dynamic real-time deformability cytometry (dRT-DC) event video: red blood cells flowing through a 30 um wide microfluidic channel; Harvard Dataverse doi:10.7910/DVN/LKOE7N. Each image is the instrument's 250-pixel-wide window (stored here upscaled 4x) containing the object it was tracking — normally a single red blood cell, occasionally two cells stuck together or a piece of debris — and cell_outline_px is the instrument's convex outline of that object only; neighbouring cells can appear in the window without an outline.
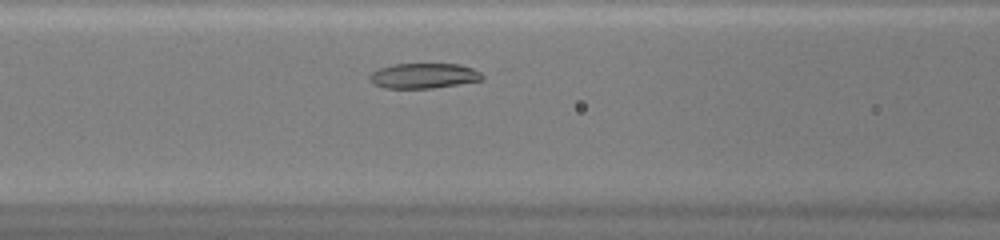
{"species": "common noctule bat (a hibernating species)", "species_latin": "Nyctalus noctula", "temperature_condition": "warm", "stored_images_in_passage": 29, "camera_frame_rate_fps": 3000, "um_per_image_px": 0.085, "animal": {"sex": "female", "body_mass_g": 20.0, "forearm_length_mm": 54.0}, "frame": {"image": 1, "passage_image": 8, "time_ms": 2.333, "image_size_px": [1000, 240], "cell_outline_px": [[484, 80], [432, 88], [384, 88], [368, 80], [368, 76], [372, 72], [380, 68], [392, 64], [460, 64], [472, 68], [480, 72], [484, 76]], "centroid_in_image_um": [36.02, 6.44], "position_along_channel_um": 130.6, "area_um2": 16.53}}
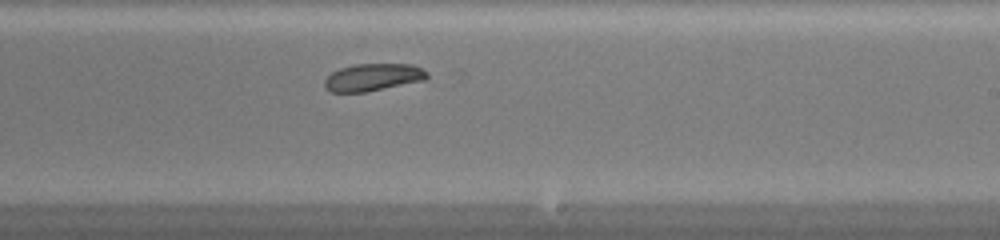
{"frame": {"image": 2, "passage_image": 17, "time_ms": 5.333, "image_size_px": [1000, 240], "cell_outline_px": [[428, 76], [424, 80], [368, 92], [328, 92], [324, 88], [324, 80], [332, 72], [340, 68], [356, 64], [412, 64], [428, 72]], "centroid_in_image_um": [31.67, 6.58], "position_along_channel_um": 257.3, "area_um2": 16.42}}
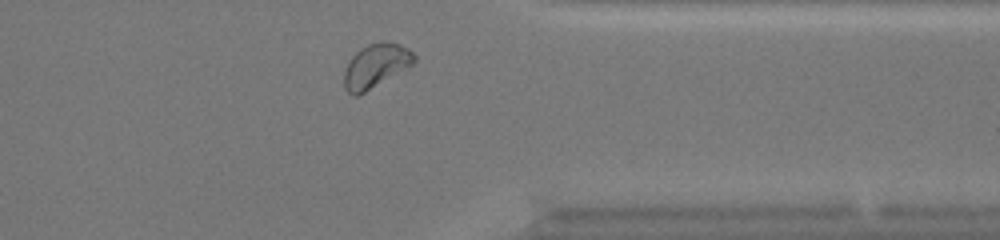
{"frame": {"image": 3, "passage_image": 26, "time_ms": 8.333, "image_size_px": [1000, 240], "cell_outline_px": [[416, 60], [412, 64], [364, 92], [356, 96], [352, 96], [344, 88], [344, 68], [348, 60], [360, 48], [368, 44], [380, 40], [384, 40], [400, 44], [408, 48], [416, 56]], "centroid_in_image_um": [31.9, 5.55], "position_along_channel_um": 379.5, "area_um2": 17.86}, "authors_computed_cell_mechanics": {"area_um2": 16.8198, "velocity_mm_per_s": 4.2369, "shape_relaxation_time_tau1_ms": null, "shape_relaxation_time_tau2_ms": 3.2793, "deformation_change_tau1": null, "deformation_change_tau2": 0.0712}}